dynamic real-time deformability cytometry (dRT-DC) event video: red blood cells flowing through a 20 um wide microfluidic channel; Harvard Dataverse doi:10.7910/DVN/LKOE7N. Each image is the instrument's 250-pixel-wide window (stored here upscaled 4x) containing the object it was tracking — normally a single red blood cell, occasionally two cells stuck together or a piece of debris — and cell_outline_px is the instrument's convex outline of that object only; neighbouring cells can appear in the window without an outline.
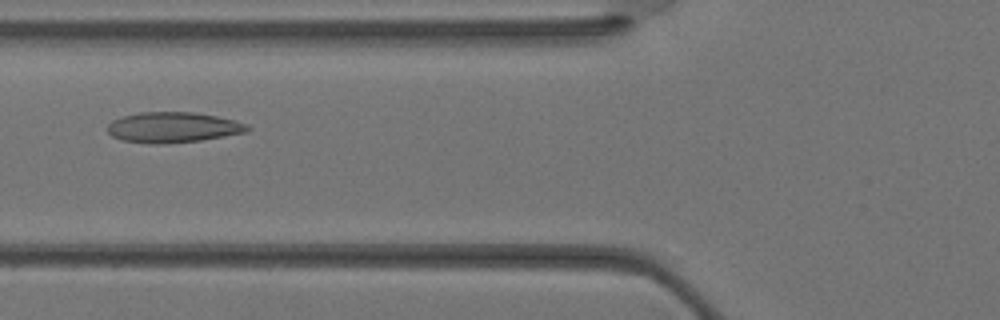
{"species": "Egyptian fruit bat (a non-hibernating species)", "species_latin": "Rousettus aegyptiacus", "temperature_condition": "warm", "stored_images_in_passage": 26, "camera_frame_rate_fps": 3000, "um_per_image_px": 0.085, "animal": {"sex": "female"}, "frame": {"image": 1, "passage_image": 6, "time_ms": 1.667, "image_size_px": [1000, 320], "cell_outline_px": [[252, 128], [248, 132], [200, 140], [164, 144], [148, 144], [120, 140], [112, 136], [108, 132], [108, 124], [112, 120], [124, 116], [140, 112], [192, 112], [216, 116], [248, 124]], "centroid_in_image_um": [14.7, 10.83], "position_along_channel_um": 111.1, "area_um2": 24.91}}
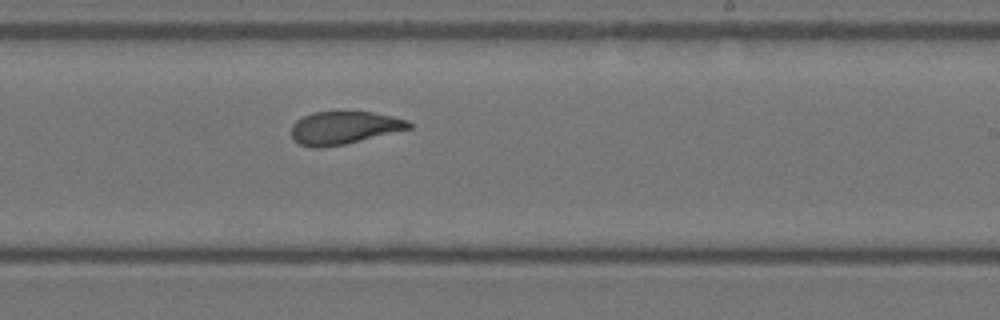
{"frame": {"image": 2, "passage_image": 14, "time_ms": 4.333, "image_size_px": [1000, 320], "cell_outline_px": [[412, 128], [344, 144], [320, 148], [316, 148], [300, 144], [292, 140], [292, 124], [296, 120], [312, 112], [372, 112], [392, 116], [408, 120], [412, 124]], "centroid_in_image_um": [29.23, 10.86], "position_along_channel_um": 259.8, "area_um2": 22.37}}
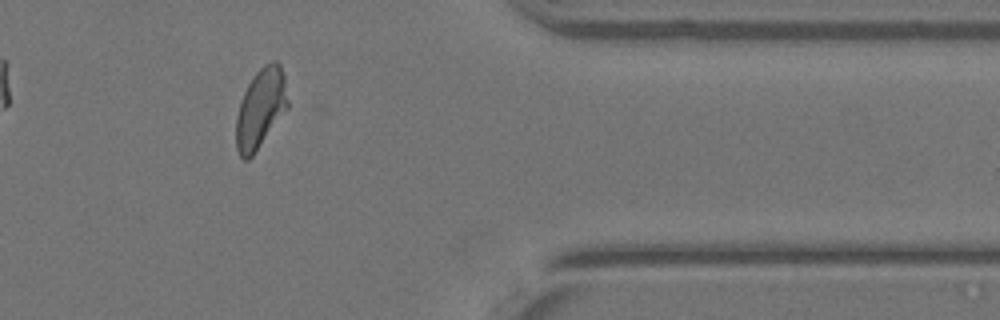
{"frame": {"image": 3, "passage_image": 22, "time_ms": 7.0, "image_size_px": [1000, 320], "cell_outline_px": [[288, 108], [252, 156], [248, 160], [244, 160], [240, 156], [236, 148], [236, 116], [244, 92], [252, 76], [264, 64], [272, 60], [276, 60], [280, 64], [284, 76], [288, 100]], "centroid_in_image_um": [22.15, 9.2], "position_along_channel_um": 389.3, "area_um2": 23.87}}